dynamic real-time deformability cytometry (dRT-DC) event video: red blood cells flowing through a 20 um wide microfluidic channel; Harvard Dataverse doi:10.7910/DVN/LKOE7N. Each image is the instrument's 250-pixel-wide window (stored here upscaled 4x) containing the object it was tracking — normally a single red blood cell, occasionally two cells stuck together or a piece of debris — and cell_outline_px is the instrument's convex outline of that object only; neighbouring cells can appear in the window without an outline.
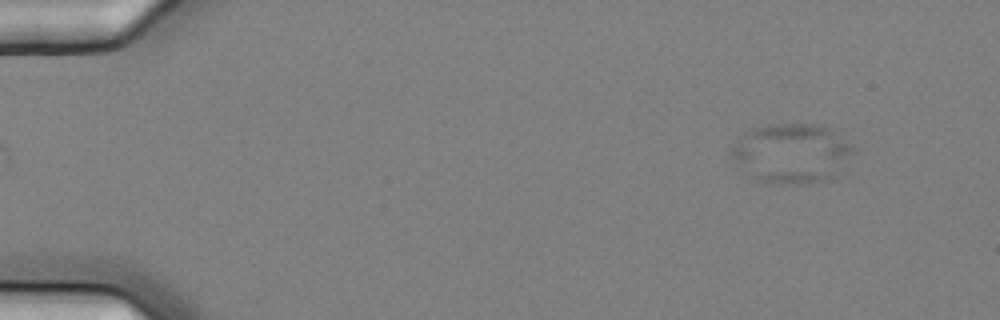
{"species": "common noctule bat (a hibernating species)", "species_latin": "Nyctalus noctula", "temperature_condition": "cold", "stored_images_in_passage": 12, "camera_frame_rate_fps": 3000, "um_per_image_px": 0.085, "animal": {"sex": "female", "body_mass_g": 25.1}, "frame": {"image": 1, "passage_image": 1, "time_ms": 0.0, "image_size_px": [1000, 320], "cell_outline_px": [[860, 148], [848, 176], [828, 180], [800, 184], [768, 184], [760, 180], [736, 164], [728, 152], [736, 136], [752, 128], [768, 124], [820, 124], [828, 128]], "centroid_in_image_um": [67.46, 13.06], "position_along_channel_um": 17.5, "area_um2": 44.68}}
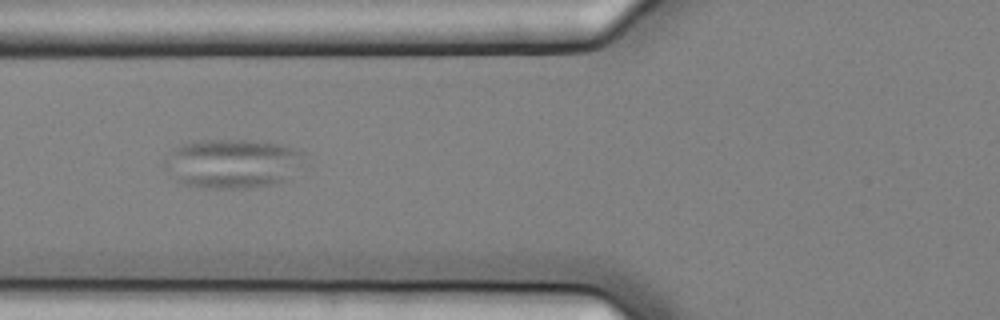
{"frame": {"image": 2, "passage_image": 5, "time_ms": 1.333, "image_size_px": [1000, 320], "cell_outline_px": [[304, 156], [284, 180], [276, 184], [248, 188], [200, 188], [184, 184], [176, 180], [164, 168], [164, 160], [172, 148], [184, 144], [200, 140], [248, 140], [276, 144], [292, 148], [304, 152]], "centroid_in_image_um": [19.65, 13.9], "position_along_channel_um": 106.1, "area_um2": 39.59}}
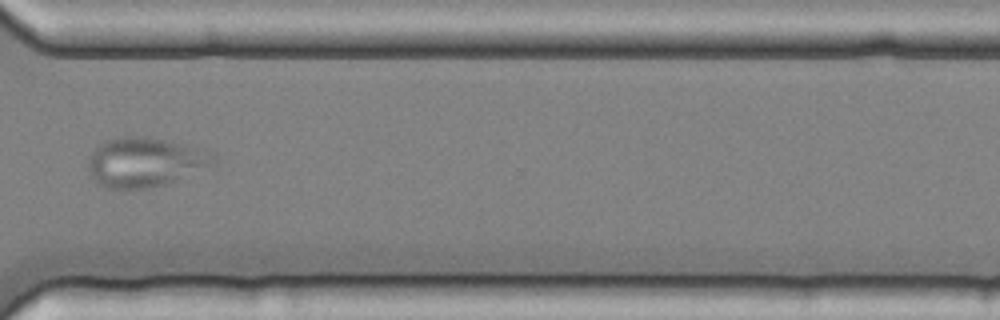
{"frame": {"image": 3, "passage_image": 11, "time_ms": 3.333, "image_size_px": [1000, 320], "cell_outline_px": [[212, 152], [200, 164], [172, 180], [148, 188], [104, 188], [92, 180], [88, 172], [88, 156], [104, 140], [120, 136], [144, 136], [204, 148]], "centroid_in_image_um": [12.03, 13.74], "position_along_channel_um": 358.6, "area_um2": 34.33}}